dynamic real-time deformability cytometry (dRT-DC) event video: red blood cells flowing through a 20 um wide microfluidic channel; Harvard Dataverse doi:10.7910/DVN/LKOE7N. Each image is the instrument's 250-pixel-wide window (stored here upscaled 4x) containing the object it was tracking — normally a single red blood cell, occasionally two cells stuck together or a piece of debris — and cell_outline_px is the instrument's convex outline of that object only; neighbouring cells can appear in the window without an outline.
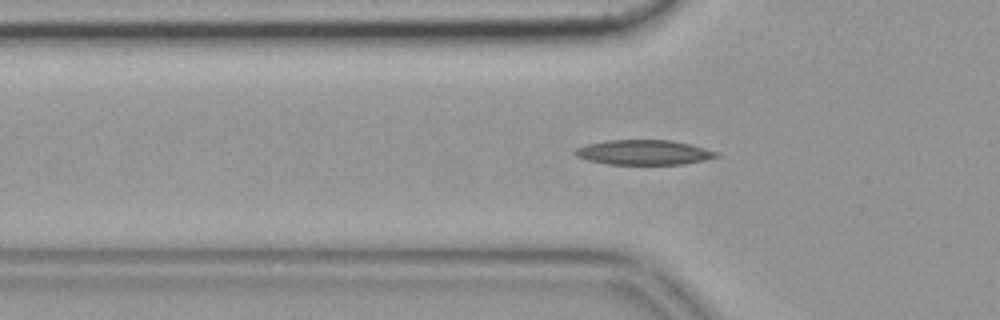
{"species": "common noctule bat (a hibernating species)", "species_latin": "Nyctalus noctula", "temperature_condition": "cold", "stored_images_in_passage": 49, "camera_frame_rate_fps": 3000, "um_per_image_px": 0.085, "animal": {"sex": "female", "body_mass_g": 19.9}, "frame": {"image": 1, "passage_image": 12, "time_ms": 3.667, "image_size_px": [1000, 320], "cell_outline_px": [[720, 156], [704, 160], [684, 164], [608, 164], [588, 160], [576, 156], [572, 152], [576, 148], [588, 144], [608, 140], [672, 140], [704, 148], [716, 152]], "centroid_in_image_um": [54.69, 12.95], "position_along_channel_um": 71.1, "area_um2": 20.29}}
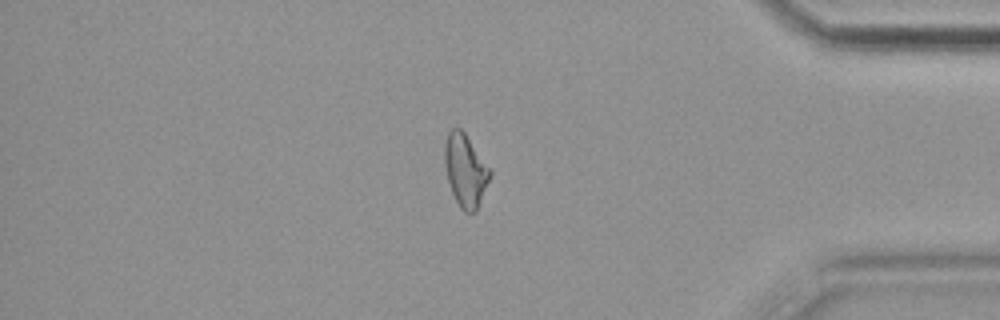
{"frame": {"image": 2, "passage_image": 41, "time_ms": 13.333, "image_size_px": [1000, 320], "cell_outline_px": [[492, 172], [476, 212], [464, 212], [460, 208], [452, 192], [448, 180], [444, 164], [444, 144], [448, 132], [452, 128], [460, 128], [464, 132]], "centroid_in_image_um": [39.54, 14.48], "position_along_channel_um": 395.7, "area_um2": 18.9}}
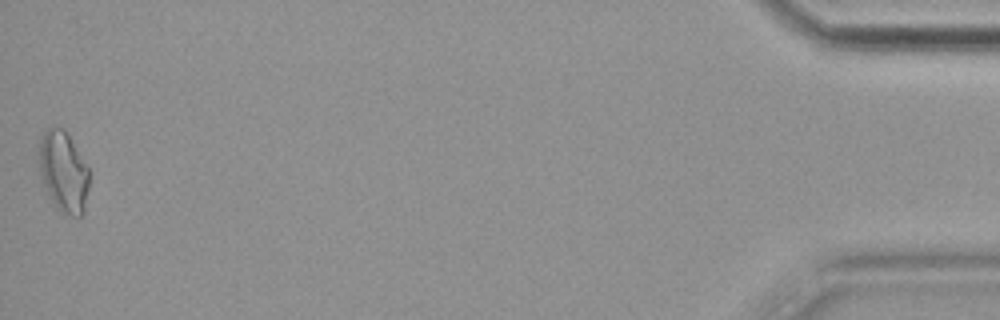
{"frame": {"image": 3, "passage_image": 49, "time_ms": 16.0, "image_size_px": [1000, 320], "cell_outline_px": [[88, 188], [84, 212], [80, 216], [72, 216], [60, 212], [56, 208], [40, 176], [36, 152], [40, 136], [48, 128], [64, 128], [88, 168]], "centroid_in_image_um": [5.35, 14.58], "position_along_channel_um": 429.9, "area_um2": 23.76}, "authors_computed_cell_mechanics": {"area_um2": 19.1318, "velocity_mm_per_s": 3.6489, "shape_relaxation_time_tau1_ms": 9.3323, "shape_relaxation_time_tau2_ms": 9.0293, "deformation_change_tau1": 0.2269, "deformation_change_tau2": 0.1953}}